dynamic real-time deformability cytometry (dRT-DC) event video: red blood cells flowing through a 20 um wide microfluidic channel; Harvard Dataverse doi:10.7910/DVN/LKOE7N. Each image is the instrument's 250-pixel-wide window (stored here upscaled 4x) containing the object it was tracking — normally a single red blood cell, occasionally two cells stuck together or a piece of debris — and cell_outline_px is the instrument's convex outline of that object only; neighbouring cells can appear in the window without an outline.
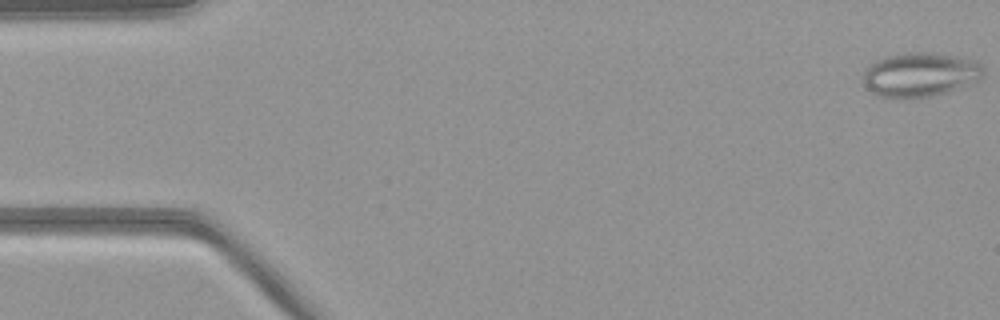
{"species": "common noctule bat (a hibernating species)", "species_latin": "Nyctalus noctula", "temperature_condition": "warm", "stored_images_in_passage": 52, "camera_frame_rate_fps": 3000, "um_per_image_px": 0.085, "animal": {"sex": "female", "body_mass_g": 21.9}, "frame": {"image": 1, "passage_image": 1, "time_ms": 0.0, "image_size_px": [1000, 320], "cell_outline_px": [[984, 76], [980, 80], [948, 92], [932, 96], [880, 96], [872, 92], [864, 84], [864, 68], [876, 60], [884, 56], [908, 52], [932, 52], [956, 56], [976, 60], [984, 68]], "centroid_in_image_um": [78.25, 6.3], "position_along_channel_um": 6.7, "area_um2": 30.87}}
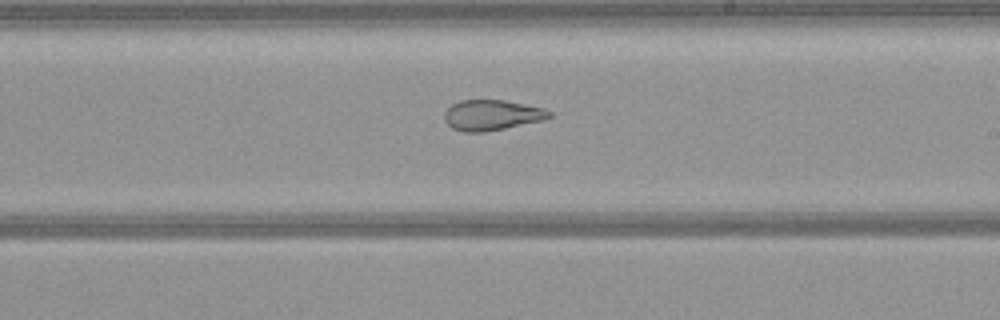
{"frame": {"image": 2, "passage_image": 30, "time_ms": 9.667, "image_size_px": [1000, 320], "cell_outline_px": [[552, 116], [544, 120], [484, 132], [464, 132], [452, 128], [444, 120], [444, 112], [452, 104], [460, 100], [504, 100], [544, 108], [552, 112]], "centroid_in_image_um": [41.8, 9.78], "position_along_channel_um": 247.2, "area_um2": 18.61}}
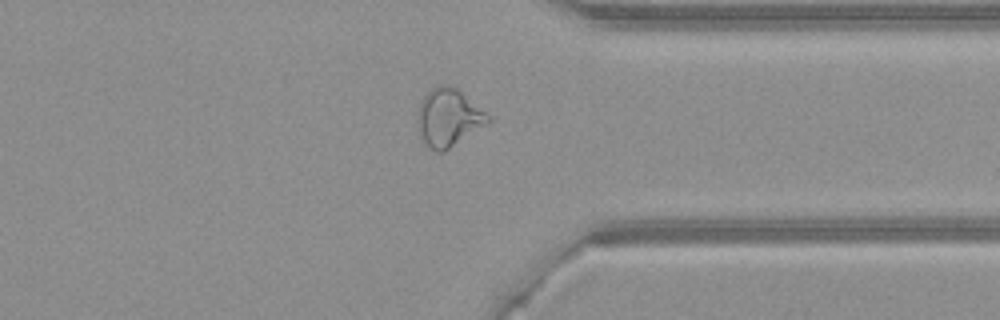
{"frame": {"image": 3, "passage_image": 40, "time_ms": 13.0, "image_size_px": [1000, 320], "cell_outline_px": [[492, 120], [488, 124], [444, 152], [436, 152], [424, 140], [420, 132], [420, 100], [436, 84], [448, 84], [456, 88], [492, 116]], "centroid_in_image_um": [38.2, 9.98], "position_along_channel_um": 373.2, "area_um2": 23.35}}